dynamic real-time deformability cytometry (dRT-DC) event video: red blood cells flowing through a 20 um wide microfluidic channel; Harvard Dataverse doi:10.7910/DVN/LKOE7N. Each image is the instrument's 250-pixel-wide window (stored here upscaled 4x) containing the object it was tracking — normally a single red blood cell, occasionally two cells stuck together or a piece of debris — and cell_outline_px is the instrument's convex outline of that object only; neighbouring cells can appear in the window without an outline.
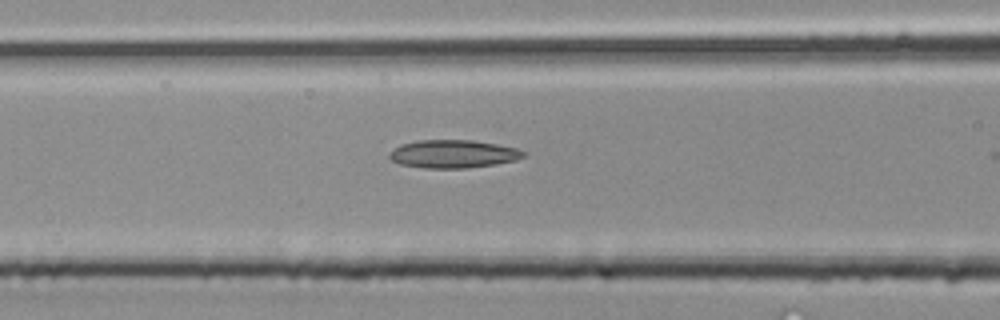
{"species": "common noctule bat (a hibernating species)", "species_latin": "Nyctalus noctula", "temperature_condition": "room temperature", "stored_images_in_passage": 11, "camera_frame_rate_fps": 3000, "um_per_image_px": 0.085, "animal": {"sex": "male", "body_mass_g": 20.4}, "frame": {"image": 1, "passage_image": 10, "time_ms": 3.0, "image_size_px": [1000, 320], "cell_outline_px": [[524, 156], [516, 160], [496, 164], [468, 168], [424, 168], [400, 164], [392, 160], [388, 156], [388, 152], [392, 148], [400, 144], [416, 140], [472, 140], [496, 144], [516, 148], [524, 152]], "centroid_in_image_um": [38.46, 13.08], "position_along_channel_um": 128.1, "area_um2": 22.02}}